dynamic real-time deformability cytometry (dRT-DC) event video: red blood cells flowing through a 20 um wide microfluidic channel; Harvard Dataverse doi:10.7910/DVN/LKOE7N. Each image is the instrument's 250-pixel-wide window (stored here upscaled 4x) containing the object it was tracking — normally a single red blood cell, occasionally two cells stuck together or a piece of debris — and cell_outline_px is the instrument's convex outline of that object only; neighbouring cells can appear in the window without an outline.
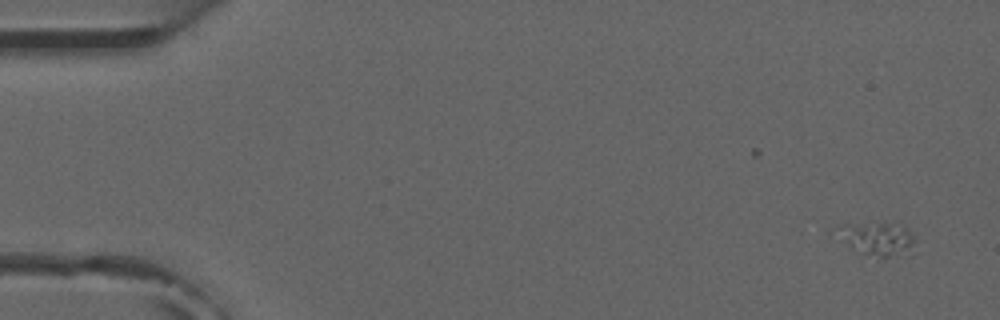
{"species": "common noctule bat (a hibernating species)", "species_latin": "Nyctalus noctula", "temperature_condition": "room temperature", "stored_images_in_passage": 2, "camera_frame_rate_fps": 3000, "um_per_image_px": 0.085, "animal": {"sex": "male", "forearm_length_mm": 52.5}, "frame": {"image": 1, "passage_image": 2, "time_ms": 1.0, "image_size_px": [1000, 320], "cell_outline_px": [[912, 240], [908, 256], [864, 256], [848, 240], [848, 224], [904, 224], [908, 228], [912, 236]], "centroid_in_image_um": [74.86, 20.34], "position_along_channel_um": 10.1, "area_um2": 13.35}}